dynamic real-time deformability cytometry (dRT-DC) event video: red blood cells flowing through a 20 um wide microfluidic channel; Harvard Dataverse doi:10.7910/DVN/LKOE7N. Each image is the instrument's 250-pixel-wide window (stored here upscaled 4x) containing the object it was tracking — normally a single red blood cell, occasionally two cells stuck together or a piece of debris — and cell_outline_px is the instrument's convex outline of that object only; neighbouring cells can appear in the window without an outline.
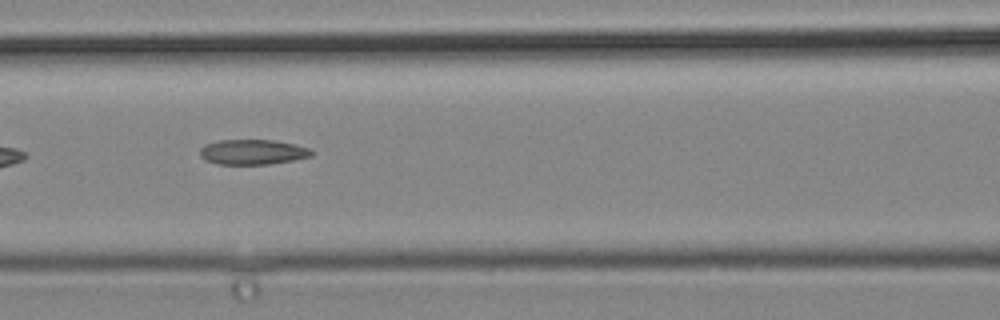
{"species": "common noctule bat (a hibernating species)", "species_latin": "Nyctalus noctula", "temperature_condition": "cold", "stored_images_in_passage": 4, "camera_frame_rate_fps": 3000, "um_per_image_px": 0.085, "animal": {"sex": "male", "body_mass_g": 19.2, "forearm_length_mm": 51.8}, "frame": {"image": 1, "passage_image": 4, "time_ms": 1.0, "image_size_px": [1000, 320], "cell_outline_px": [[312, 156], [292, 160], [268, 164], [216, 164], [204, 160], [200, 156], [200, 148], [204, 144], [220, 140], [272, 140], [296, 144], [308, 148], [312, 152]], "centroid_in_image_um": [21.43, 12.92], "position_along_channel_um": 145.2, "area_um2": 16.3}}